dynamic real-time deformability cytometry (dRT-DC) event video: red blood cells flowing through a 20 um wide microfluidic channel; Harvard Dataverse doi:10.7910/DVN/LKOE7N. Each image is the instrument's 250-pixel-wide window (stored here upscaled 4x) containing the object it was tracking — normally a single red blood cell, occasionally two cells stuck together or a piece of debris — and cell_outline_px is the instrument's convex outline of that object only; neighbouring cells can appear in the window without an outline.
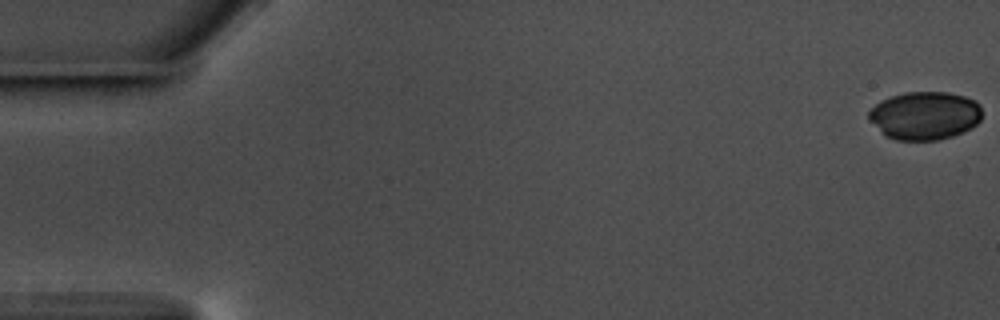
{"species": "common noctule bat (a hibernating species)", "species_latin": "Nyctalus noctula", "temperature_condition": "warm", "stored_images_in_passage": 58, "camera_frame_rate_fps": 3000, "um_per_image_px": 0.085, "animal": {"sex": "male", "body_mass_g": 17.5, "forearm_length_mm": 52.3}, "frame": {"image": 1, "passage_image": 1, "time_ms": 0.0, "image_size_px": [1000, 320], "cell_outline_px": [[980, 120], [976, 124], [964, 132], [940, 140], [896, 140], [888, 136], [868, 120], [868, 112], [880, 100], [904, 92], [948, 92], [964, 96], [976, 100], [980, 104]], "centroid_in_image_um": [78.61, 9.81], "position_along_channel_um": 6.4, "area_um2": 31.79}}
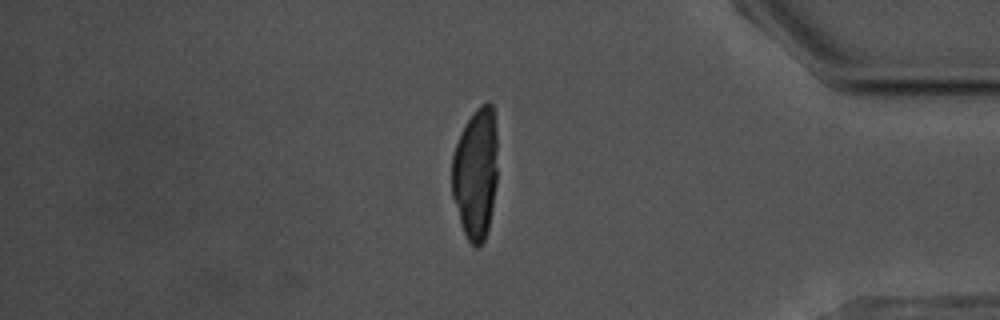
{"frame": {"image": 2, "passage_image": 49, "time_ms": 16.0, "image_size_px": [1000, 320], "cell_outline_px": [[496, 184], [492, 208], [488, 228], [484, 240], [476, 248], [468, 240], [464, 232], [452, 196], [452, 156], [460, 132], [476, 108], [480, 104], [488, 100], [492, 104], [496, 132]], "centroid_in_image_um": [40.42, 14.7], "position_along_channel_um": 394.8, "area_um2": 34.8}}
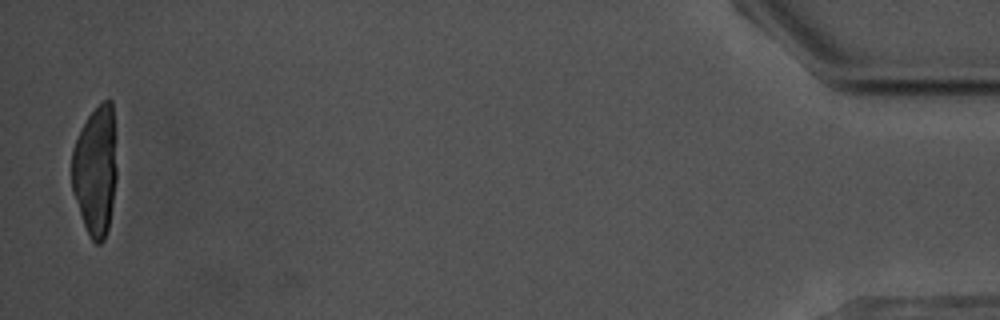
{"frame": {"image": 3, "passage_image": 57, "time_ms": 18.667, "image_size_px": [1000, 320], "cell_outline_px": [[116, 180], [108, 228], [104, 240], [100, 244], [96, 244], [92, 240], [84, 224], [72, 192], [72, 148], [88, 116], [104, 100], [112, 100], [116, 168]], "centroid_in_image_um": [8.11, 14.52], "position_along_channel_um": 427.1, "area_um2": 33.64}}